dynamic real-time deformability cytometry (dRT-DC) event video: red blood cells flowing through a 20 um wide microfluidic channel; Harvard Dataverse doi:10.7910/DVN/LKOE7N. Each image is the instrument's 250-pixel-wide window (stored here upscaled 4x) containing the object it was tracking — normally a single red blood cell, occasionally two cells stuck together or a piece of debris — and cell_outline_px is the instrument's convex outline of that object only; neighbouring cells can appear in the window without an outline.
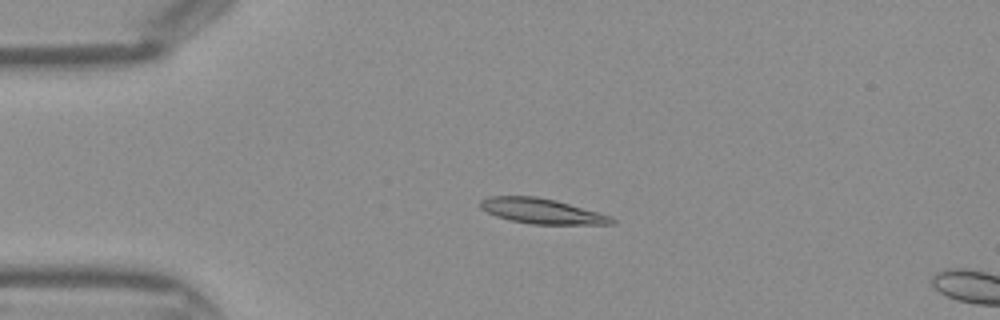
{"species": "Egyptian fruit bat (a non-hibernating species)", "species_latin": "Rousettus aegyptiacus", "temperature_condition": "warm", "stored_images_in_passage": 9, "camera_frame_rate_fps": 3000, "um_per_image_px": 0.085, "frame": {"image": 1, "passage_image": 6, "time_ms": 1.667, "image_size_px": [1000, 320], "cell_outline_px": [[616, 220], [612, 224], [532, 224], [512, 220], [496, 216], [480, 208], [480, 200], [488, 196], [536, 196], [556, 200], [600, 212], [612, 216]], "centroid_in_image_um": [46.07, 17.93], "position_along_channel_um": 38.9, "area_um2": 19.31}}